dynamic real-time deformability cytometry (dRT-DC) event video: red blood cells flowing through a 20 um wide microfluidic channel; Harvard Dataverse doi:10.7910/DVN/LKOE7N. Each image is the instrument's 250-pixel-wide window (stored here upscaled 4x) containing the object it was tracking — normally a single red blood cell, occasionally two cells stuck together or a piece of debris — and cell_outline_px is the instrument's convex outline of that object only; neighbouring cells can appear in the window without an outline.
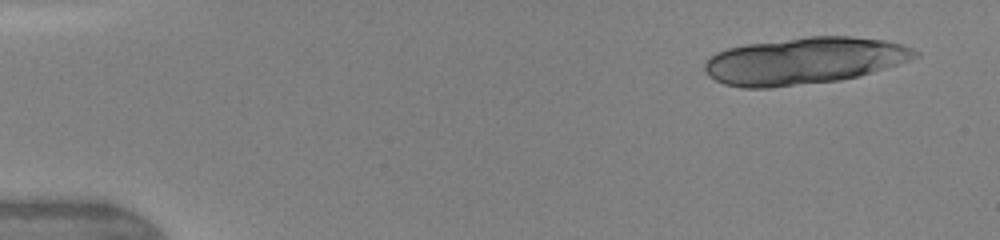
{"species": "human", "species_latin": "Homo sapiens", "temperature_condition": "warm", "stored_images_in_passage": 7, "camera_frame_rate_fps": 3000, "um_per_image_px": 0.085, "donor": {"sex": "female"}, "frame": {"image": 1, "passage_image": 1, "time_ms": 0.0, "image_size_px": [1000, 240], "cell_outline_px": [[920, 56], [872, 72], [840, 80], [768, 88], [740, 88], [724, 84], [708, 76], [704, 72], [704, 64], [716, 52], [728, 48], [748, 44], [808, 36], [848, 36], [884, 40], [900, 44], [912, 48], [920, 52]], "centroid_in_image_um": [68.32, 5.17], "position_along_channel_um": 16.7, "area_um2": 57.22}}